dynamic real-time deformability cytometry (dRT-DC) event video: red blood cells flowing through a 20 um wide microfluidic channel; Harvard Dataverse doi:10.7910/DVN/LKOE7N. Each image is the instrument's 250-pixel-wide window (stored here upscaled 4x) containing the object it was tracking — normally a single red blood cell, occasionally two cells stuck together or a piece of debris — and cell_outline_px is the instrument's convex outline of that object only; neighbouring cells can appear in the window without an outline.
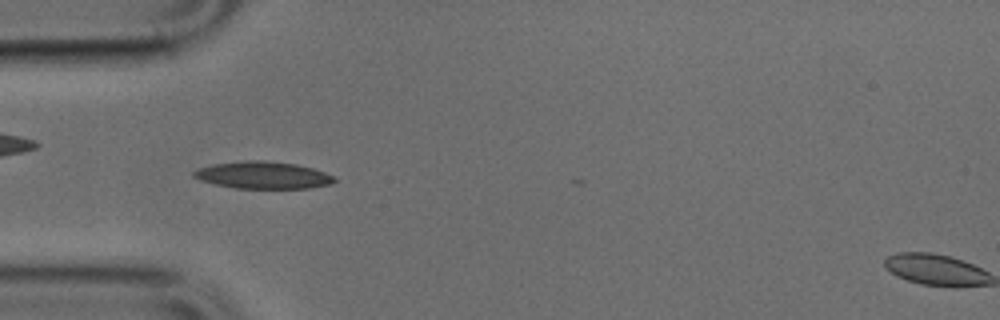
{"species": "common noctule bat (a hibernating species)", "species_latin": "Nyctalus noctula", "temperature_condition": "cold", "stored_images_in_passage": 15, "camera_frame_rate_fps": 3000, "um_per_image_px": 0.085, "animal": {"sex": "male", "body_mass_g": 17.9, "forearm_length_mm": 54.2}, "frame": {"image": 1, "passage_image": 5, "time_ms": 1.333, "image_size_px": [1000, 320], "cell_outline_px": [[336, 180], [328, 184], [308, 188], [236, 188], [216, 184], [200, 180], [192, 176], [192, 172], [200, 168], [212, 164], [244, 160], [264, 160], [296, 164], [312, 168], [336, 176]], "centroid_in_image_um": [22.34, 14.88], "position_along_channel_um": 62.7, "area_um2": 22.14}}